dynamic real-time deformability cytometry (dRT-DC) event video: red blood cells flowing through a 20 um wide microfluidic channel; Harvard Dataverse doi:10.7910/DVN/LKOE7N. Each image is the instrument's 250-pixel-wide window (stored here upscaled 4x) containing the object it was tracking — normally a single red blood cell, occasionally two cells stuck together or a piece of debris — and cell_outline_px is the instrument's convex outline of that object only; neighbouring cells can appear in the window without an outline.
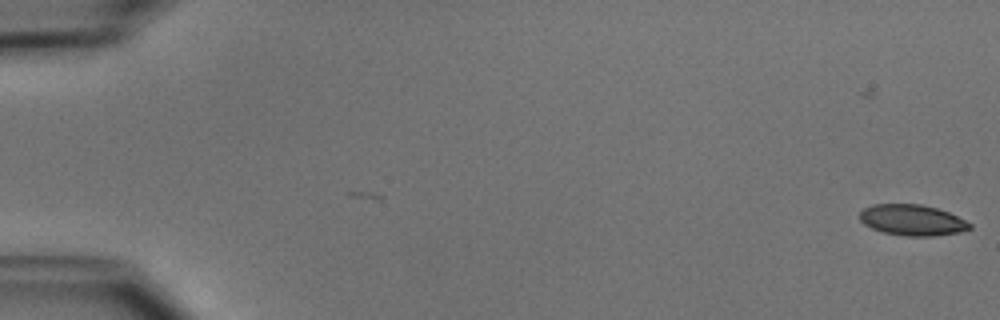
{"species": "common noctule bat (a hibernating species)", "species_latin": "Nyctalus noctula", "temperature_condition": "cold", "stored_images_in_passage": 2, "camera_frame_rate_fps": 3000, "um_per_image_px": 0.085, "animal": {"sex": "male", "body_mass_g": 15.6}, "frame": {"image": 1, "passage_image": 2, "time_ms": 0.333, "image_size_px": [1000, 320], "cell_outline_px": [[972, 228], [960, 232], [932, 236], [908, 236], [884, 232], [872, 228], [864, 224], [860, 220], [860, 212], [864, 208], [872, 204], [920, 204], [936, 208], [948, 212], [972, 224]], "centroid_in_image_um": [77.53, 18.7], "position_along_channel_um": 7.5, "area_um2": 19.65}}